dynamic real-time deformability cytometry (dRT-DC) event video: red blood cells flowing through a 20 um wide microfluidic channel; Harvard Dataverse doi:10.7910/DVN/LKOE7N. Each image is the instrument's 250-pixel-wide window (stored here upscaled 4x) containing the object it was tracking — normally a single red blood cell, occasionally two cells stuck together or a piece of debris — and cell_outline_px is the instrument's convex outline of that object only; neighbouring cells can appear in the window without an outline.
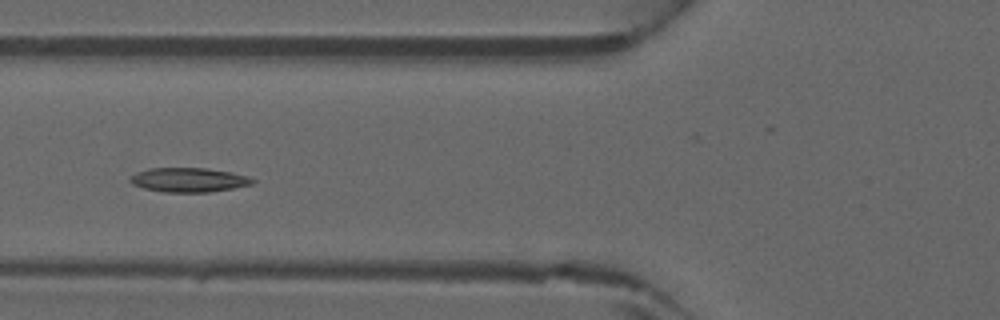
{"species": "common noctule bat (a hibernating species)", "species_latin": "Nyctalus noctula", "temperature_condition": "warm", "stored_images_in_passage": 40, "camera_frame_rate_fps": 3000, "um_per_image_px": 0.085, "animal": {"sex": "male", "forearm_length_mm": 52.5}, "frame": {"image": 1, "passage_image": 12, "time_ms": 3.667, "image_size_px": [1000, 320], "cell_outline_px": [[256, 180], [252, 184], [232, 188], [208, 192], [164, 192], [144, 188], [132, 184], [128, 180], [128, 176], [136, 172], [148, 168], [208, 168], [232, 172], [248, 176]], "centroid_in_image_um": [16.0, 15.28], "position_along_channel_um": 109.8, "area_um2": 17.46}}
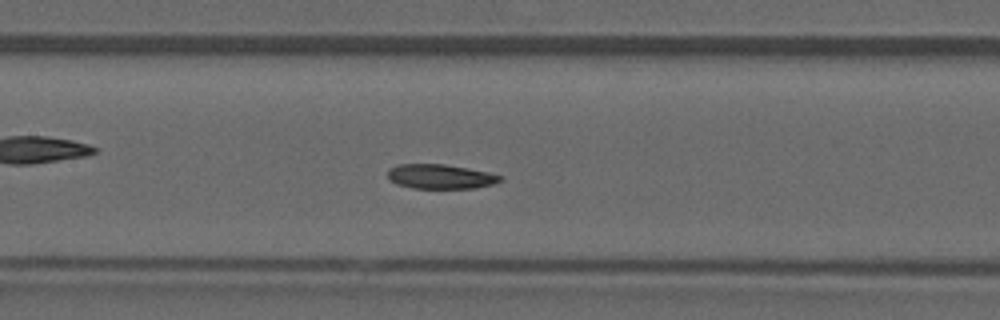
{"frame": {"image": 2, "passage_image": 16, "time_ms": 5.0, "image_size_px": [1000, 320], "cell_outline_px": [[504, 180], [492, 184], [476, 188], [412, 188], [396, 184], [388, 176], [388, 168], [396, 164], [444, 164], [468, 168], [488, 172], [504, 176]], "centroid_in_image_um": [37.45, 15.0], "position_along_channel_um": 169.9, "area_um2": 16.18}}
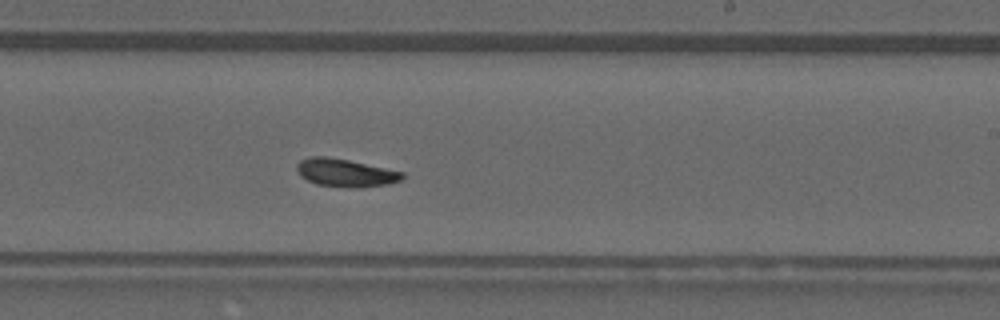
{"frame": {"image": 3, "passage_image": 22, "time_ms": 7.0, "image_size_px": [1000, 320], "cell_outline_px": [[404, 176], [400, 180], [388, 184], [360, 188], [352, 188], [316, 184], [300, 176], [296, 168], [296, 164], [300, 160], [312, 156], [328, 156], [348, 160], [404, 172]], "centroid_in_image_um": [29.34, 14.69], "position_along_channel_um": 259.7, "area_um2": 17.17}}